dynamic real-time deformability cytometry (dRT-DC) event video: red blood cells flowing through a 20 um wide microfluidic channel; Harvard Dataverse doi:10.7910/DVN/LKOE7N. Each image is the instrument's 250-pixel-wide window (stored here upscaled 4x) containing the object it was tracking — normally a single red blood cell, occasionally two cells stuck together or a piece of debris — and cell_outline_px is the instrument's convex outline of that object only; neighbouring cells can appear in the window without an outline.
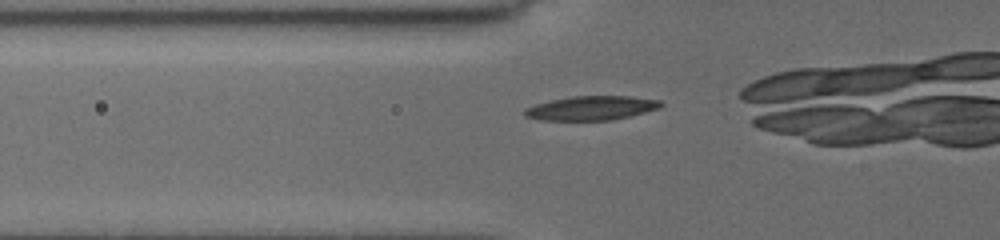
{"species": "common noctule bat (a hibernating species)", "species_latin": "Nyctalus noctula", "temperature_condition": "cold", "stored_images_in_passage": 31, "camera_frame_rate_fps": 3000, "um_per_image_px": 0.085, "animal": {"sex": "female", "body_mass_g": 19.5, "forearm_length_mm": 54.1}, "frame": {"image": 1, "passage_image": 17, "time_ms": 5.0, "image_size_px": [1000, 240], "cell_outline_px": [[664, 104], [660, 108], [612, 120], [540, 120], [524, 116], [524, 108], [536, 104], [552, 100], [572, 96], [632, 96], [660, 100]], "centroid_in_image_um": [50.27, 9.18], "position_along_channel_um": 75.5, "area_um2": 19.13}}
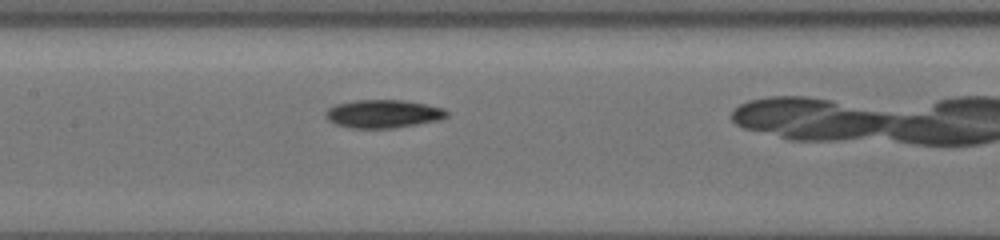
{"frame": {"image": 2, "passage_image": 26, "time_ms": 7.667, "image_size_px": [1000, 240], "cell_outline_px": [[448, 116], [440, 120], [392, 128], [352, 128], [336, 124], [328, 120], [324, 116], [324, 112], [328, 108], [336, 104], [352, 100], [404, 100], [444, 108], [448, 112]], "centroid_in_image_um": [32.54, 9.67], "position_along_channel_um": 174.9, "area_um2": 19.94}}
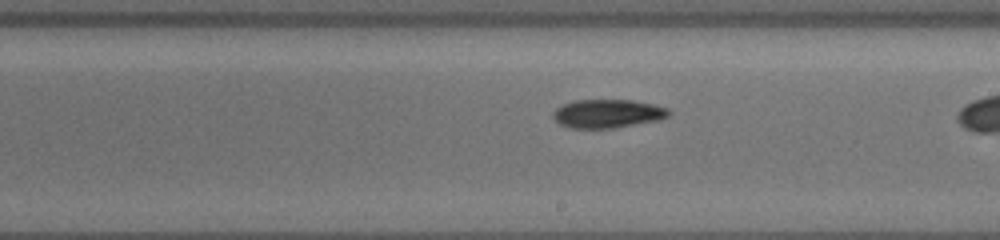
{"frame": {"image": 3, "passage_image": 29, "time_ms": 9.333, "image_size_px": [1000, 240], "cell_outline_px": [[668, 116], [660, 120], [612, 128], [572, 128], [560, 124], [552, 116], [556, 108], [564, 104], [576, 100], [632, 100], [652, 104], [668, 108]], "centroid_in_image_um": [51.64, 9.66], "position_along_channel_um": 237.4, "area_um2": 19.02}}